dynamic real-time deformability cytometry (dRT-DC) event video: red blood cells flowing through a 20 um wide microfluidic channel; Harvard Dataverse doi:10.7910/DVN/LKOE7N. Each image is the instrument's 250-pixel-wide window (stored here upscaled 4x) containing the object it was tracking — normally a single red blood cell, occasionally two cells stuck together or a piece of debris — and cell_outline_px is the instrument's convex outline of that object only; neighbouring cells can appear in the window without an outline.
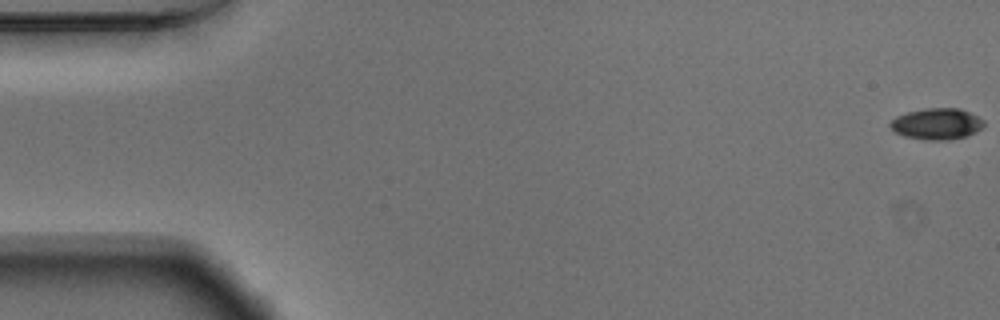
{"species": "Egyptian fruit bat (a non-hibernating species)", "species_latin": "Rousettus aegyptiacus", "temperature_condition": "warm", "stored_images_in_passage": 55, "camera_frame_rate_fps": 3000, "um_per_image_px": 0.085, "animal": {"sex": "male"}, "frame": {"image": 1, "passage_image": 1, "time_ms": 0.0, "image_size_px": [1000, 320], "cell_outline_px": [[984, 124], [976, 132], [968, 136], [948, 140], [924, 140], [904, 136], [896, 132], [888, 124], [896, 116], [908, 112], [924, 108], [960, 108], [984, 120]], "centroid_in_image_um": [79.62, 10.53], "position_along_channel_um": 5.4, "area_um2": 17.05}}
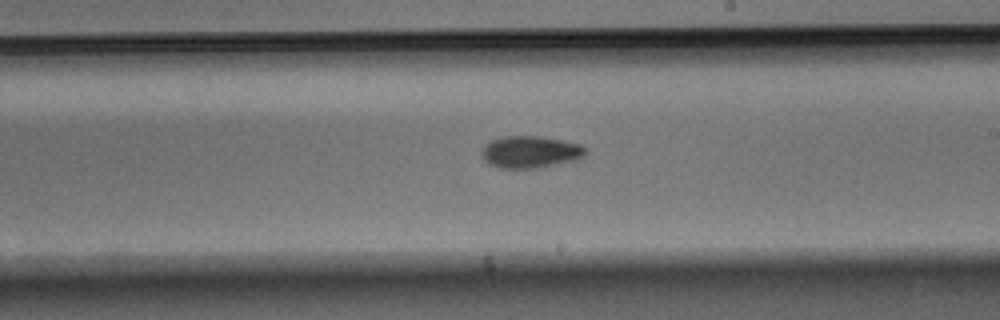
{"frame": {"image": 2, "passage_image": 32, "time_ms": 10.333, "image_size_px": [1000, 320], "cell_outline_px": [[588, 152], [584, 156], [576, 160], [536, 168], [500, 168], [484, 160], [480, 156], [480, 152], [484, 144], [492, 140], [504, 136], [540, 136], [580, 144]], "centroid_in_image_um": [45.05, 12.91], "position_along_channel_um": 243.9, "area_um2": 19.36}}
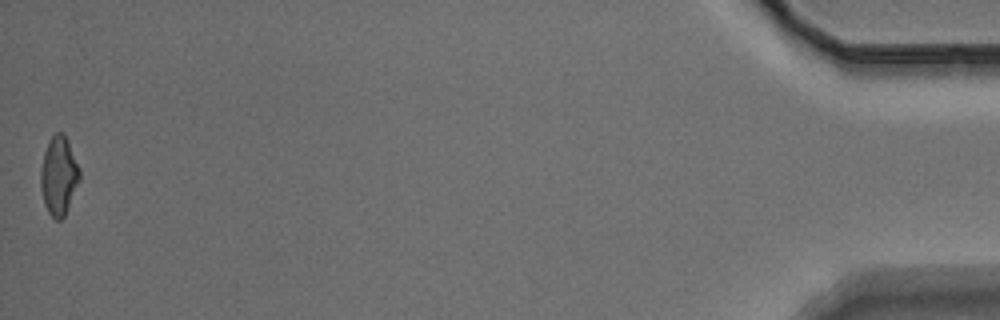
{"frame": {"image": 3, "passage_image": 55, "time_ms": 18.0, "image_size_px": [1000, 320], "cell_outline_px": [[80, 180], [64, 216], [60, 220], [56, 220], [48, 212], [44, 204], [40, 188], [40, 172], [44, 152], [52, 136], [56, 132], [64, 132], [80, 168]], "centroid_in_image_um": [5.0, 14.94], "position_along_channel_um": 430.2, "area_um2": 17.86}, "authors_computed_cell_mechanics": {"area_um2": 18.1492, "velocity_mm_per_s": 3.7108, "shape_relaxation_time_tau1_ms": 3.3592, "shape_relaxation_time_tau2_ms": 6.9662, "deformation_change_tau1": 0.1167, "deformation_change_tau2": 0.1237}}